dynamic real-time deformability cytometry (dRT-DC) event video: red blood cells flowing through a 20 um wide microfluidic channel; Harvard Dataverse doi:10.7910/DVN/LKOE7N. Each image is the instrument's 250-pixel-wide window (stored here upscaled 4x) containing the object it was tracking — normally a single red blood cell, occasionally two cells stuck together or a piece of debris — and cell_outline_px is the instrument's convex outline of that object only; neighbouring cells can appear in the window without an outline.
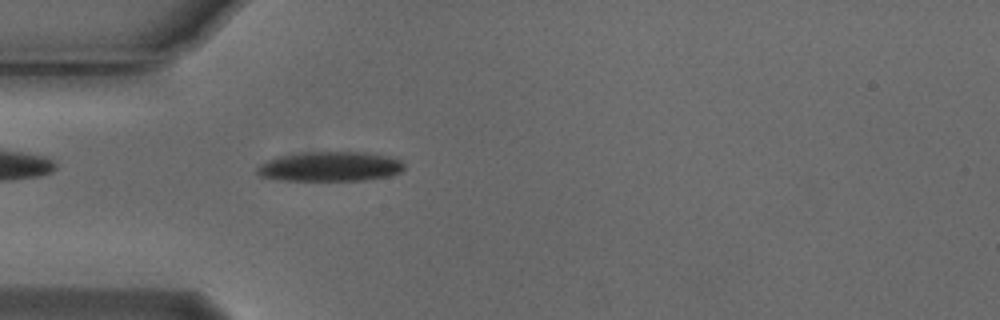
{"species": "Egyptian fruit bat (a non-hibernating species)", "species_latin": "Rousettus aegyptiacus", "temperature_condition": "cold", "stored_images_in_passage": 53, "camera_frame_rate_fps": 3000, "um_per_image_px": 0.085, "animal": {"sex": "male"}, "frame": {"image": 1, "passage_image": 15, "time_ms": 4.667, "image_size_px": [1000, 320], "cell_outline_px": [[404, 168], [400, 172], [388, 176], [364, 180], [280, 180], [260, 176], [256, 172], [256, 168], [260, 164], [268, 160], [280, 156], [304, 152], [364, 152], [388, 156], [400, 160], [404, 164]], "centroid_in_image_um": [28.05, 14.15], "position_along_channel_um": 57.0, "area_um2": 25.32}}
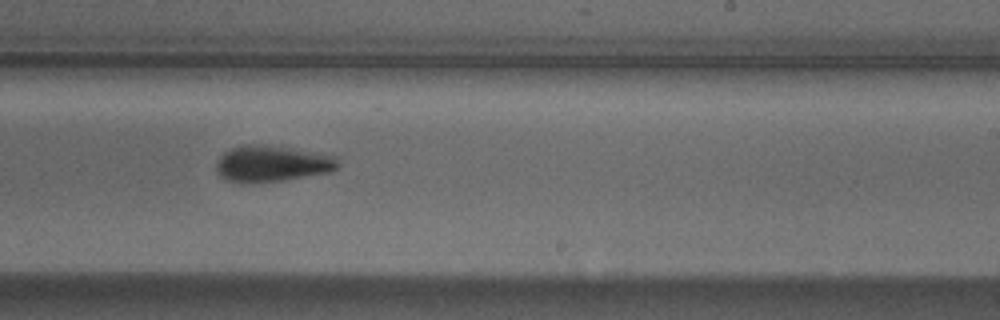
{"frame": {"image": 2, "passage_image": 32, "time_ms": 10.333, "image_size_px": [1000, 320], "cell_outline_px": [[340, 168], [332, 172], [284, 180], [252, 184], [240, 184], [224, 180], [216, 172], [216, 160], [228, 148], [240, 144], [256, 144], [292, 148], [336, 156], [340, 164]], "centroid_in_image_um": [23.08, 13.93], "position_along_channel_um": 265.9, "area_um2": 26.53}}
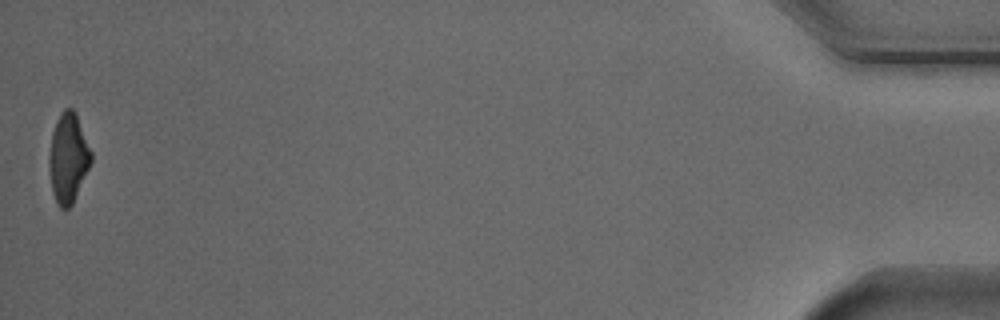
{"frame": {"image": 3, "passage_image": 53, "time_ms": 17.333, "image_size_px": [1000, 320], "cell_outline_px": [[92, 160], [72, 204], [68, 208], [60, 208], [56, 204], [52, 192], [48, 164], [48, 156], [52, 132], [56, 120], [60, 112], [64, 108], [72, 108], [76, 112], [92, 152]], "centroid_in_image_um": [5.78, 13.4], "position_along_channel_um": 429.4, "area_um2": 22.08}, "authors_computed_cell_mechanics": {"area_um2": 23.7558, "velocity_mm_per_s": 3.7731, "shape_relaxation_time_tau1_ms": 2.7735, "shape_relaxation_time_tau2_ms": 5.5621, "deformation_change_tau1": 0.1383, "deformation_change_tau2": 0.1325}}